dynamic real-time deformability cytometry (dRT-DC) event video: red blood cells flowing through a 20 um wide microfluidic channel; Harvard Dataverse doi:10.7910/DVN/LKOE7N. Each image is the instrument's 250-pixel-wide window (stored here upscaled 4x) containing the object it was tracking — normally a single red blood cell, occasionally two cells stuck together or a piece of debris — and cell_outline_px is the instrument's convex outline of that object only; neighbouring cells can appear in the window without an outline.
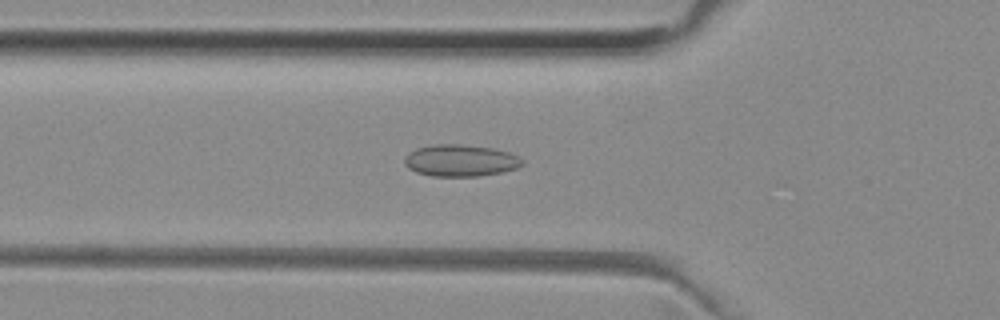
{"species": "common noctule bat (a hibernating species)", "species_latin": "Nyctalus noctula", "temperature_condition": "room temperature", "stored_images_in_passage": 45, "camera_frame_rate_fps": 3000, "um_per_image_px": 0.085, "animal": {"sex": "female", "body_mass_g": 29.2, "forearm_length_mm": 56.3}, "frame": {"image": 1, "passage_image": 18, "time_ms": 5.667, "image_size_px": [1000, 320], "cell_outline_px": [[524, 164], [516, 168], [500, 172], [476, 176], [432, 176], [416, 172], [408, 168], [404, 164], [404, 156], [408, 152], [416, 148], [432, 144], [460, 144], [492, 148], [508, 152], [520, 156], [524, 160]], "centroid_in_image_um": [39.11, 13.63], "position_along_channel_um": 86.7, "area_um2": 21.96}}
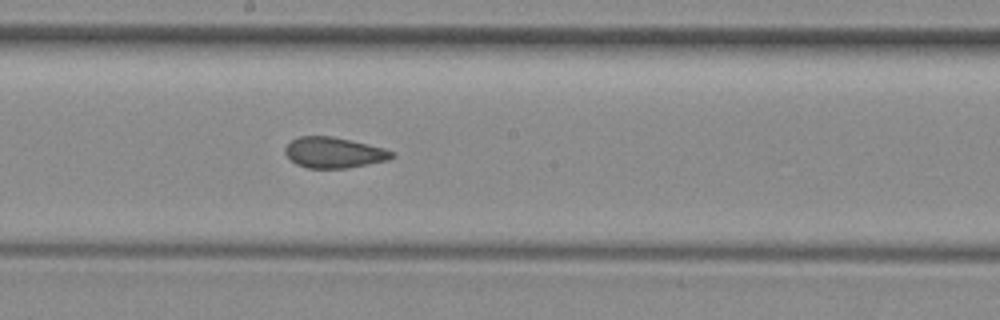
{"frame": {"image": 2, "passage_image": 28, "time_ms": 9.0, "image_size_px": [1000, 320], "cell_outline_px": [[396, 156], [388, 160], [348, 168], [308, 168], [296, 164], [284, 152], [284, 148], [292, 140], [300, 136], [332, 136], [384, 148], [396, 152]], "centroid_in_image_um": [28.41, 12.97], "position_along_channel_um": 219.8, "area_um2": 19.07}}
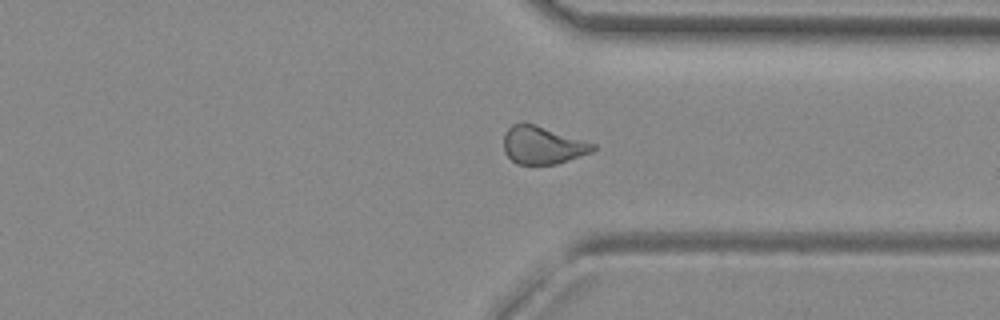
{"frame": {"image": 3, "passage_image": 39, "time_ms": 12.667, "image_size_px": [1000, 320], "cell_outline_px": [[596, 148], [592, 152], [556, 164], [516, 164], [504, 152], [504, 132], [512, 124], [524, 120], [596, 144]], "centroid_in_image_um": [46.09, 12.31], "position_along_channel_um": 365.3, "area_um2": 19.88}, "authors_computed_cell_mechanics": {"area_um2": 20.0566, "velocity_mm_per_s": 3.9762, "shape_relaxation_time_tau1_ms": null, "shape_relaxation_time_tau2_ms": 1.9049, "deformation_change_tau1": null, "deformation_change_tau2": 0.0921}}